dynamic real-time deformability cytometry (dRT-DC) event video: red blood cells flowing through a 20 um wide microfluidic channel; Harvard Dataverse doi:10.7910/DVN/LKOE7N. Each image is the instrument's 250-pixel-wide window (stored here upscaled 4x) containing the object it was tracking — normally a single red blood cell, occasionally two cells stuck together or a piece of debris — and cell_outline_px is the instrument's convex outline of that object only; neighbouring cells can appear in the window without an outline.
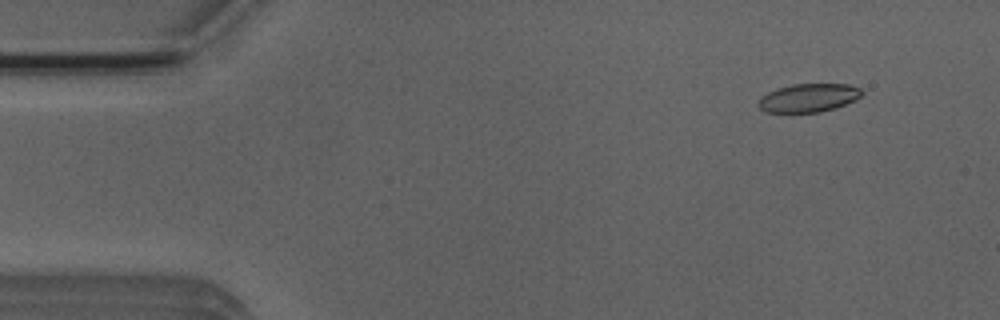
{"species": "Egyptian fruit bat (a non-hibernating species)", "species_latin": "Rousettus aegyptiacus", "temperature_condition": "room temperature", "stored_images_in_passage": 47, "camera_frame_rate_fps": 3000, "um_per_image_px": 0.085, "animal": {"sex": "male"}, "frame": {"image": 1, "passage_image": 1, "time_ms": 0.0, "image_size_px": [1000, 320], "cell_outline_px": [[864, 92], [856, 100], [836, 108], [820, 112], [764, 112], [756, 104], [760, 96], [776, 88], [792, 84], [848, 84], [860, 88]], "centroid_in_image_um": [68.71, 8.31], "position_along_channel_um": 16.3, "area_um2": 17.34}}
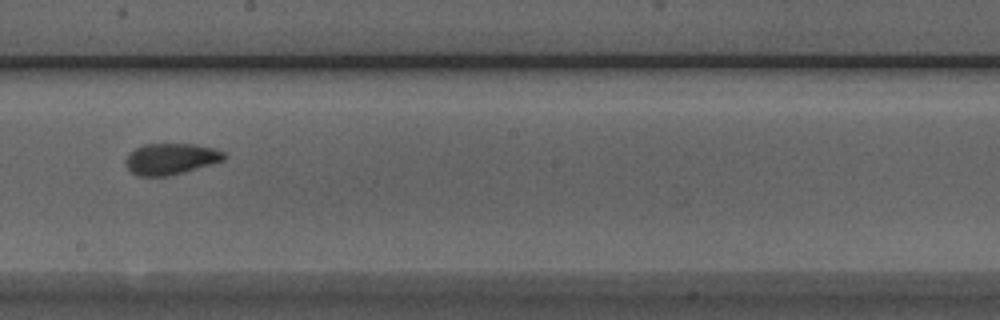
{"frame": {"image": 2, "passage_image": 25, "time_ms": 8.0, "image_size_px": [1000, 320], "cell_outline_px": [[228, 156], [224, 160], [168, 176], [136, 176], [124, 164], [124, 160], [128, 152], [144, 144], [196, 144], [212, 148], [224, 152]], "centroid_in_image_um": [14.47, 13.5], "position_along_channel_um": 233.7, "area_um2": 17.92}}
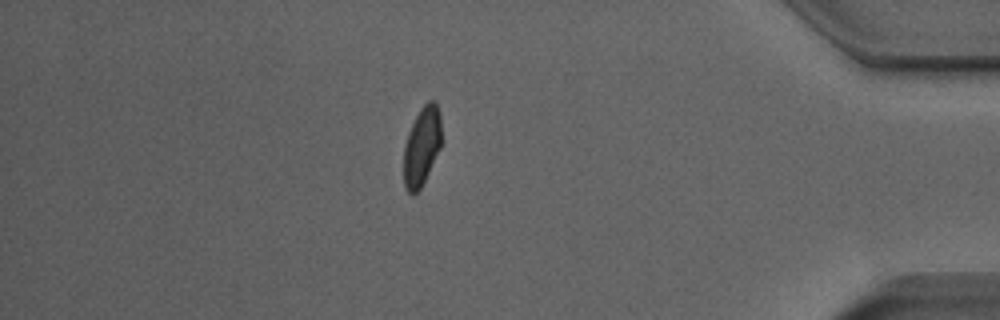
{"frame": {"image": 3, "passage_image": 41, "time_ms": 13.333, "image_size_px": [1000, 320], "cell_outline_px": [[440, 148], [420, 188], [412, 196], [404, 188], [404, 144], [408, 132], [420, 108], [428, 100], [436, 100], [440, 112]], "centroid_in_image_um": [35.84, 12.41], "position_along_channel_um": 399.4, "area_um2": 17.22}}